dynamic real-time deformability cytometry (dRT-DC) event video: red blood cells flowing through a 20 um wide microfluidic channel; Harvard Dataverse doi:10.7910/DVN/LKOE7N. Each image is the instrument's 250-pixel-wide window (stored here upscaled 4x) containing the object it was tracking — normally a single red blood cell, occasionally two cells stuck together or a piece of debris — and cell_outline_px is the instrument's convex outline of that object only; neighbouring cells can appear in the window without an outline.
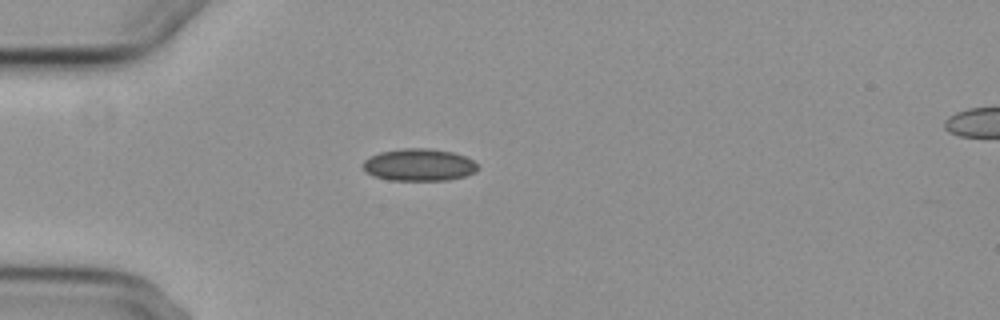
{"species": "common noctule bat (a hibernating species)", "species_latin": "Nyctalus noctula", "temperature_condition": "cold", "stored_images_in_passage": 2, "segment_of_instrument_passage": [1, 2], "camera_frame_rate_fps": 3000, "um_per_image_px": 0.085, "animal": {"sex": "female", "body_mass_g": 29.2, "forearm_length_mm": 56.3}, "frame": {"image": 1, "passage_image": 1, "time_ms": 0.0, "image_size_px": [1000, 320], "cell_outline_px": [[480, 168], [476, 172], [464, 176], [448, 180], [388, 180], [372, 176], [360, 164], [364, 160], [380, 152], [404, 148], [428, 148], [452, 152], [464, 156], [480, 164]], "centroid_in_image_um": [35.64, 14.02], "position_along_channel_um": 49.4, "area_um2": 21.68}}